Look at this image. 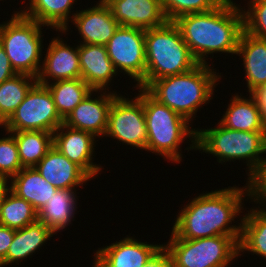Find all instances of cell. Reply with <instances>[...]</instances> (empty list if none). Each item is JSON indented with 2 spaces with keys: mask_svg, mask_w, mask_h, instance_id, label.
Segmentation results:
<instances>
[{
  "mask_svg": "<svg viewBox=\"0 0 266 267\" xmlns=\"http://www.w3.org/2000/svg\"><path fill=\"white\" fill-rule=\"evenodd\" d=\"M248 199L247 183L242 187L234 185L203 192L191 201L188 200L189 203L181 208L176 215L172 231L180 239L241 236V222L244 215L240 214L244 211V200ZM236 218H240V223L232 225Z\"/></svg>",
  "mask_w": 266,
  "mask_h": 267,
  "instance_id": "1",
  "label": "cell"
},
{
  "mask_svg": "<svg viewBox=\"0 0 266 267\" xmlns=\"http://www.w3.org/2000/svg\"><path fill=\"white\" fill-rule=\"evenodd\" d=\"M242 9L235 1L224 0L213 10L185 14L174 20L199 64H209L206 60L214 53L232 57L237 53L244 30Z\"/></svg>",
  "mask_w": 266,
  "mask_h": 267,
  "instance_id": "2",
  "label": "cell"
},
{
  "mask_svg": "<svg viewBox=\"0 0 266 267\" xmlns=\"http://www.w3.org/2000/svg\"><path fill=\"white\" fill-rule=\"evenodd\" d=\"M213 64H198L188 72L154 80L146 90L160 103L185 117L190 123L199 108L210 103L221 73Z\"/></svg>",
  "mask_w": 266,
  "mask_h": 267,
  "instance_id": "3",
  "label": "cell"
},
{
  "mask_svg": "<svg viewBox=\"0 0 266 267\" xmlns=\"http://www.w3.org/2000/svg\"><path fill=\"white\" fill-rule=\"evenodd\" d=\"M143 109L147 128L145 151L163 156L162 158L169 160L168 162L177 164L182 162L181 148L185 140L186 143L189 141L190 146L185 150L196 151L197 129L191 128L190 122L185 117L160 103L145 88H143Z\"/></svg>",
  "mask_w": 266,
  "mask_h": 267,
  "instance_id": "4",
  "label": "cell"
},
{
  "mask_svg": "<svg viewBox=\"0 0 266 267\" xmlns=\"http://www.w3.org/2000/svg\"><path fill=\"white\" fill-rule=\"evenodd\" d=\"M145 89L157 79L182 74L199 63L174 21L145 30Z\"/></svg>",
  "mask_w": 266,
  "mask_h": 267,
  "instance_id": "5",
  "label": "cell"
},
{
  "mask_svg": "<svg viewBox=\"0 0 266 267\" xmlns=\"http://www.w3.org/2000/svg\"><path fill=\"white\" fill-rule=\"evenodd\" d=\"M216 126L196 130V151L216 156L217 162L226 164L243 160L248 178L266 159V132H248L229 129L219 122Z\"/></svg>",
  "mask_w": 266,
  "mask_h": 267,
  "instance_id": "6",
  "label": "cell"
},
{
  "mask_svg": "<svg viewBox=\"0 0 266 267\" xmlns=\"http://www.w3.org/2000/svg\"><path fill=\"white\" fill-rule=\"evenodd\" d=\"M11 18L0 24V44L17 74L37 78L44 52L42 26L27 18L20 11H14Z\"/></svg>",
  "mask_w": 266,
  "mask_h": 267,
  "instance_id": "7",
  "label": "cell"
},
{
  "mask_svg": "<svg viewBox=\"0 0 266 267\" xmlns=\"http://www.w3.org/2000/svg\"><path fill=\"white\" fill-rule=\"evenodd\" d=\"M169 236L163 249L172 267H228L239 257L241 236L180 239L173 231Z\"/></svg>",
  "mask_w": 266,
  "mask_h": 267,
  "instance_id": "8",
  "label": "cell"
},
{
  "mask_svg": "<svg viewBox=\"0 0 266 267\" xmlns=\"http://www.w3.org/2000/svg\"><path fill=\"white\" fill-rule=\"evenodd\" d=\"M139 93L127 98L118 92L108 113V127L104 137H111L120 143L145 150L147 145L146 119L143 109V88L133 87Z\"/></svg>",
  "mask_w": 266,
  "mask_h": 267,
  "instance_id": "9",
  "label": "cell"
},
{
  "mask_svg": "<svg viewBox=\"0 0 266 267\" xmlns=\"http://www.w3.org/2000/svg\"><path fill=\"white\" fill-rule=\"evenodd\" d=\"M49 89L36 83L9 120L4 131H47L54 133L63 124Z\"/></svg>",
  "mask_w": 266,
  "mask_h": 267,
  "instance_id": "10",
  "label": "cell"
},
{
  "mask_svg": "<svg viewBox=\"0 0 266 267\" xmlns=\"http://www.w3.org/2000/svg\"><path fill=\"white\" fill-rule=\"evenodd\" d=\"M105 47L116 71L137 82L135 87L145 88V30L119 26Z\"/></svg>",
  "mask_w": 266,
  "mask_h": 267,
  "instance_id": "11",
  "label": "cell"
},
{
  "mask_svg": "<svg viewBox=\"0 0 266 267\" xmlns=\"http://www.w3.org/2000/svg\"><path fill=\"white\" fill-rule=\"evenodd\" d=\"M112 244L98 248L94 253L93 267H144L162 249L163 244L141 242L126 235Z\"/></svg>",
  "mask_w": 266,
  "mask_h": 267,
  "instance_id": "12",
  "label": "cell"
},
{
  "mask_svg": "<svg viewBox=\"0 0 266 267\" xmlns=\"http://www.w3.org/2000/svg\"><path fill=\"white\" fill-rule=\"evenodd\" d=\"M92 90L64 119L63 124L103 138L108 127V113L117 91ZM97 97L94 98L95 93ZM94 94V95H93ZM100 94V95H99Z\"/></svg>",
  "mask_w": 266,
  "mask_h": 267,
  "instance_id": "13",
  "label": "cell"
},
{
  "mask_svg": "<svg viewBox=\"0 0 266 267\" xmlns=\"http://www.w3.org/2000/svg\"><path fill=\"white\" fill-rule=\"evenodd\" d=\"M96 138L98 137L92 133L62 124L53 133V147L80 166L93 179L101 174L103 168L102 165L93 163L98 141Z\"/></svg>",
  "mask_w": 266,
  "mask_h": 267,
  "instance_id": "14",
  "label": "cell"
},
{
  "mask_svg": "<svg viewBox=\"0 0 266 267\" xmlns=\"http://www.w3.org/2000/svg\"><path fill=\"white\" fill-rule=\"evenodd\" d=\"M62 39L59 35L52 38L48 48H45L47 50L43 54L37 83L46 85L59 80L81 78L78 45L72 47Z\"/></svg>",
  "mask_w": 266,
  "mask_h": 267,
  "instance_id": "15",
  "label": "cell"
},
{
  "mask_svg": "<svg viewBox=\"0 0 266 267\" xmlns=\"http://www.w3.org/2000/svg\"><path fill=\"white\" fill-rule=\"evenodd\" d=\"M71 22L75 25L74 28L77 27L82 40L78 44L106 46L120 26L104 0H98L96 5L79 10Z\"/></svg>",
  "mask_w": 266,
  "mask_h": 267,
  "instance_id": "16",
  "label": "cell"
},
{
  "mask_svg": "<svg viewBox=\"0 0 266 267\" xmlns=\"http://www.w3.org/2000/svg\"><path fill=\"white\" fill-rule=\"evenodd\" d=\"M120 26L144 30L164 25L165 17L161 0H104Z\"/></svg>",
  "mask_w": 266,
  "mask_h": 267,
  "instance_id": "17",
  "label": "cell"
},
{
  "mask_svg": "<svg viewBox=\"0 0 266 267\" xmlns=\"http://www.w3.org/2000/svg\"><path fill=\"white\" fill-rule=\"evenodd\" d=\"M41 177L57 189L76 190L83 188L91 177L76 163L52 147L35 166Z\"/></svg>",
  "mask_w": 266,
  "mask_h": 267,
  "instance_id": "18",
  "label": "cell"
},
{
  "mask_svg": "<svg viewBox=\"0 0 266 267\" xmlns=\"http://www.w3.org/2000/svg\"><path fill=\"white\" fill-rule=\"evenodd\" d=\"M81 78L93 90H107L111 81L119 76L106 47L103 45L78 44Z\"/></svg>",
  "mask_w": 266,
  "mask_h": 267,
  "instance_id": "19",
  "label": "cell"
},
{
  "mask_svg": "<svg viewBox=\"0 0 266 267\" xmlns=\"http://www.w3.org/2000/svg\"><path fill=\"white\" fill-rule=\"evenodd\" d=\"M236 55L243 60L246 92L251 94L266 84V38L255 37L243 30Z\"/></svg>",
  "mask_w": 266,
  "mask_h": 267,
  "instance_id": "20",
  "label": "cell"
},
{
  "mask_svg": "<svg viewBox=\"0 0 266 267\" xmlns=\"http://www.w3.org/2000/svg\"><path fill=\"white\" fill-rule=\"evenodd\" d=\"M27 7L20 12L27 18L37 21L41 25L59 31L62 36L71 30L69 22L78 12L71 11L77 0H28ZM29 5V6H28ZM75 12V13H72ZM72 14V15H71ZM70 29V30H69Z\"/></svg>",
  "mask_w": 266,
  "mask_h": 267,
  "instance_id": "21",
  "label": "cell"
},
{
  "mask_svg": "<svg viewBox=\"0 0 266 267\" xmlns=\"http://www.w3.org/2000/svg\"><path fill=\"white\" fill-rule=\"evenodd\" d=\"M55 233L48 228L44 223L36 221L26 225L21 229L15 230L13 241L9 247L6 257L0 262V267L12 266L21 264L27 258H32L41 247L47 244L46 242ZM34 253V254H33ZM13 263V264H12Z\"/></svg>",
  "mask_w": 266,
  "mask_h": 267,
  "instance_id": "22",
  "label": "cell"
},
{
  "mask_svg": "<svg viewBox=\"0 0 266 267\" xmlns=\"http://www.w3.org/2000/svg\"><path fill=\"white\" fill-rule=\"evenodd\" d=\"M8 188L18 197L31 203L38 212L58 190L45 181L35 167H25L8 182ZM11 183V184H10Z\"/></svg>",
  "mask_w": 266,
  "mask_h": 267,
  "instance_id": "23",
  "label": "cell"
},
{
  "mask_svg": "<svg viewBox=\"0 0 266 267\" xmlns=\"http://www.w3.org/2000/svg\"><path fill=\"white\" fill-rule=\"evenodd\" d=\"M228 107L218 122L229 129L248 132H266L255 98L238 93L231 96Z\"/></svg>",
  "mask_w": 266,
  "mask_h": 267,
  "instance_id": "24",
  "label": "cell"
},
{
  "mask_svg": "<svg viewBox=\"0 0 266 267\" xmlns=\"http://www.w3.org/2000/svg\"><path fill=\"white\" fill-rule=\"evenodd\" d=\"M77 190L58 189L45 206L38 211V221L55 234L63 231L75 220L78 198ZM61 230V231H60Z\"/></svg>",
  "mask_w": 266,
  "mask_h": 267,
  "instance_id": "25",
  "label": "cell"
},
{
  "mask_svg": "<svg viewBox=\"0 0 266 267\" xmlns=\"http://www.w3.org/2000/svg\"><path fill=\"white\" fill-rule=\"evenodd\" d=\"M242 217L239 257L244 252H251L266 259V211L251 207ZM242 253V254H241Z\"/></svg>",
  "mask_w": 266,
  "mask_h": 267,
  "instance_id": "26",
  "label": "cell"
},
{
  "mask_svg": "<svg viewBox=\"0 0 266 267\" xmlns=\"http://www.w3.org/2000/svg\"><path fill=\"white\" fill-rule=\"evenodd\" d=\"M15 136L22 167H35L53 147V133L47 131H9Z\"/></svg>",
  "mask_w": 266,
  "mask_h": 267,
  "instance_id": "27",
  "label": "cell"
},
{
  "mask_svg": "<svg viewBox=\"0 0 266 267\" xmlns=\"http://www.w3.org/2000/svg\"><path fill=\"white\" fill-rule=\"evenodd\" d=\"M37 79L26 74H16L0 84V127L9 120L24 101Z\"/></svg>",
  "mask_w": 266,
  "mask_h": 267,
  "instance_id": "28",
  "label": "cell"
},
{
  "mask_svg": "<svg viewBox=\"0 0 266 267\" xmlns=\"http://www.w3.org/2000/svg\"><path fill=\"white\" fill-rule=\"evenodd\" d=\"M45 86L63 119L93 90L82 78L59 80Z\"/></svg>",
  "mask_w": 266,
  "mask_h": 267,
  "instance_id": "29",
  "label": "cell"
},
{
  "mask_svg": "<svg viewBox=\"0 0 266 267\" xmlns=\"http://www.w3.org/2000/svg\"><path fill=\"white\" fill-rule=\"evenodd\" d=\"M37 220L38 212L32 204L7 188L0 201V224L17 230Z\"/></svg>",
  "mask_w": 266,
  "mask_h": 267,
  "instance_id": "30",
  "label": "cell"
},
{
  "mask_svg": "<svg viewBox=\"0 0 266 267\" xmlns=\"http://www.w3.org/2000/svg\"><path fill=\"white\" fill-rule=\"evenodd\" d=\"M5 132V137L0 138V180L8 182L23 167L14 134L9 131ZM6 134H8V137Z\"/></svg>",
  "mask_w": 266,
  "mask_h": 267,
  "instance_id": "31",
  "label": "cell"
},
{
  "mask_svg": "<svg viewBox=\"0 0 266 267\" xmlns=\"http://www.w3.org/2000/svg\"><path fill=\"white\" fill-rule=\"evenodd\" d=\"M224 0H161L168 21L190 13H202L215 9Z\"/></svg>",
  "mask_w": 266,
  "mask_h": 267,
  "instance_id": "32",
  "label": "cell"
},
{
  "mask_svg": "<svg viewBox=\"0 0 266 267\" xmlns=\"http://www.w3.org/2000/svg\"><path fill=\"white\" fill-rule=\"evenodd\" d=\"M242 10L244 31L259 38H266V0H248Z\"/></svg>",
  "mask_w": 266,
  "mask_h": 267,
  "instance_id": "33",
  "label": "cell"
},
{
  "mask_svg": "<svg viewBox=\"0 0 266 267\" xmlns=\"http://www.w3.org/2000/svg\"><path fill=\"white\" fill-rule=\"evenodd\" d=\"M246 183L249 189V199L251 202L255 204L259 203L255 207L259 210L266 211V159L259 165L258 169L247 178Z\"/></svg>",
  "mask_w": 266,
  "mask_h": 267,
  "instance_id": "34",
  "label": "cell"
},
{
  "mask_svg": "<svg viewBox=\"0 0 266 267\" xmlns=\"http://www.w3.org/2000/svg\"><path fill=\"white\" fill-rule=\"evenodd\" d=\"M14 234L15 229L0 224V262L6 257Z\"/></svg>",
  "mask_w": 266,
  "mask_h": 267,
  "instance_id": "35",
  "label": "cell"
},
{
  "mask_svg": "<svg viewBox=\"0 0 266 267\" xmlns=\"http://www.w3.org/2000/svg\"><path fill=\"white\" fill-rule=\"evenodd\" d=\"M16 74L3 46L0 44V84Z\"/></svg>",
  "mask_w": 266,
  "mask_h": 267,
  "instance_id": "36",
  "label": "cell"
},
{
  "mask_svg": "<svg viewBox=\"0 0 266 267\" xmlns=\"http://www.w3.org/2000/svg\"><path fill=\"white\" fill-rule=\"evenodd\" d=\"M251 95L258 104L261 121L266 130V84L254 90Z\"/></svg>",
  "mask_w": 266,
  "mask_h": 267,
  "instance_id": "37",
  "label": "cell"
},
{
  "mask_svg": "<svg viewBox=\"0 0 266 267\" xmlns=\"http://www.w3.org/2000/svg\"><path fill=\"white\" fill-rule=\"evenodd\" d=\"M144 267H172L169 255L162 249L153 259H151Z\"/></svg>",
  "mask_w": 266,
  "mask_h": 267,
  "instance_id": "38",
  "label": "cell"
},
{
  "mask_svg": "<svg viewBox=\"0 0 266 267\" xmlns=\"http://www.w3.org/2000/svg\"><path fill=\"white\" fill-rule=\"evenodd\" d=\"M7 188H8V183L6 181L0 180V201Z\"/></svg>",
  "mask_w": 266,
  "mask_h": 267,
  "instance_id": "39",
  "label": "cell"
}]
</instances>
